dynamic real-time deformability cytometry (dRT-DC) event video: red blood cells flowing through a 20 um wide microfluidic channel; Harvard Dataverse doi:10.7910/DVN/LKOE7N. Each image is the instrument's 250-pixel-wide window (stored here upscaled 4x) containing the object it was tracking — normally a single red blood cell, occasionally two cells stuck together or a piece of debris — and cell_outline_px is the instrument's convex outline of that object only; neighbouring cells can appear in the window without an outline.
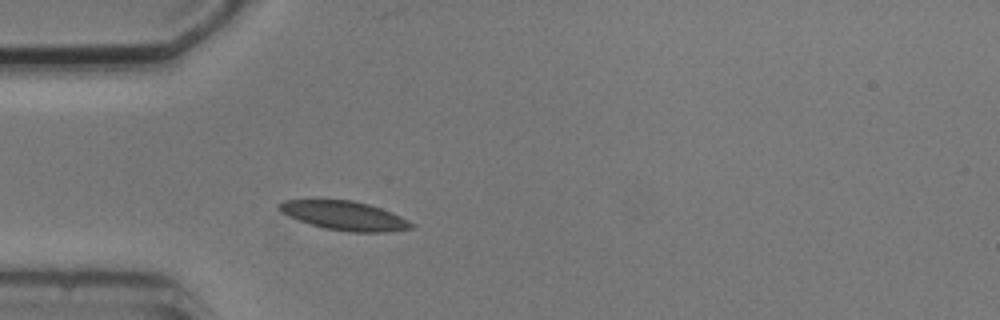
{"species": "common noctule bat (a hibernating species)", "species_latin": "Nyctalus noctula", "temperature_condition": "cold", "stored_images_in_passage": 1, "camera_frame_rate_fps": 3000, "um_per_image_px": 0.085, "animal": {"sex": "male", "body_mass_g": 20.5, "forearm_length_mm": 52.5}, "frame": {"image": 1, "passage_image": 1, "time_ms": 0.0, "image_size_px": [1000, 320], "cell_outline_px": [[416, 224], [412, 228], [388, 232], [352, 232], [324, 228], [288, 216], [280, 212], [276, 208], [284, 200], [352, 200], [368, 204], [392, 212]], "centroid_in_image_um": [29.3, 18.33], "position_along_channel_um": 55.7, "area_um2": 22.2}}